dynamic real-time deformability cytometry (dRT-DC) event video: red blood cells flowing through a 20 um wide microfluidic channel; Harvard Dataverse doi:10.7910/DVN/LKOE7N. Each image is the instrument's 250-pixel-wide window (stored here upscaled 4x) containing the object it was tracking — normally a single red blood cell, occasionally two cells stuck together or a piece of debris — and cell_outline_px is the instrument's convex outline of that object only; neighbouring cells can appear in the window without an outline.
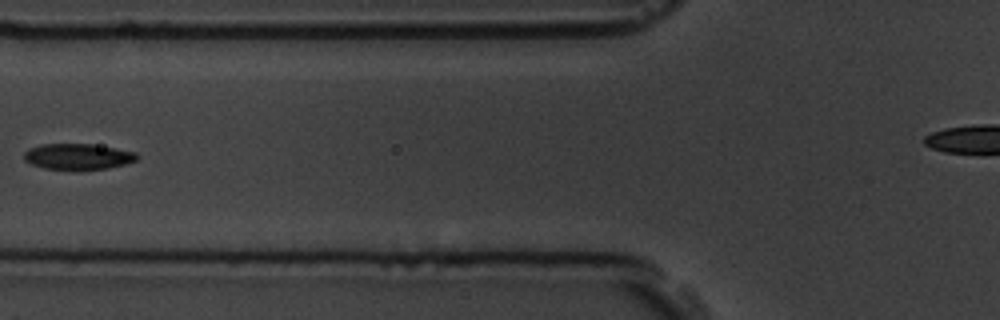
{"species": "common noctule bat (a hibernating species)", "species_latin": "Nyctalus noctula", "temperature_condition": "room temperature", "stored_images_in_passage": 5, "camera_frame_rate_fps": 3000, "um_per_image_px": 0.085, "animal": {"sex": "male", "body_mass_g": 19.5, "forearm_length_mm": 54.6}, "frame": {"image": 1, "passage_image": 3, "time_ms": 2.333, "image_size_px": [1000, 320], "cell_outline_px": [[140, 156], [136, 160], [124, 164], [108, 168], [80, 172], [44, 168], [32, 164], [24, 160], [24, 152], [28, 148], [40, 144], [92, 144], [116, 148], [136, 152]], "centroid_in_image_um": [6.62, 13.33], "position_along_channel_um": 119.2, "area_um2": 17.63}}
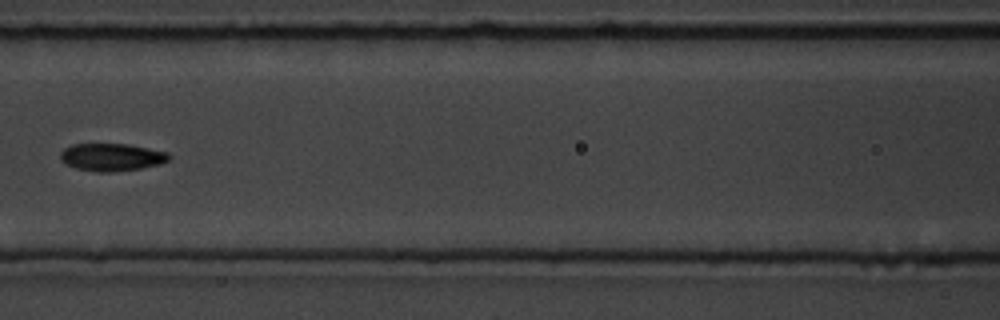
{"frame": {"image": 2, "passage_image": 4, "time_ms": 3.333, "image_size_px": [1000, 320], "cell_outline_px": [[172, 156], [168, 160], [160, 164], [140, 168], [112, 172], [96, 172], [76, 168], [64, 164], [60, 160], [60, 152], [64, 148], [72, 144], [128, 144], [168, 152]], "centroid_in_image_um": [9.46, 13.36], "position_along_channel_um": 157.1, "area_um2": 17.57}}
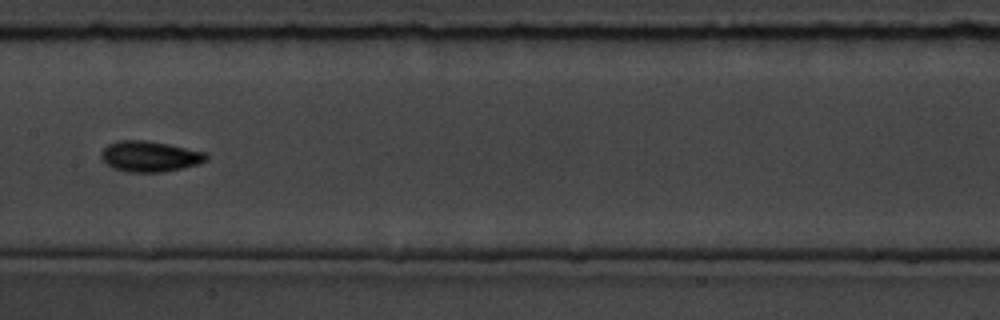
{"frame": {"image": 3, "passage_image": 5, "time_ms": 4.333, "image_size_px": [1000, 320], "cell_outline_px": [[208, 160], [200, 164], [164, 172], [128, 172], [112, 168], [100, 156], [100, 152], [108, 144], [116, 140], [144, 140], [168, 144], [204, 152], [208, 156]], "centroid_in_image_um": [12.73, 13.29], "position_along_channel_um": 194.7, "area_um2": 18.84}}